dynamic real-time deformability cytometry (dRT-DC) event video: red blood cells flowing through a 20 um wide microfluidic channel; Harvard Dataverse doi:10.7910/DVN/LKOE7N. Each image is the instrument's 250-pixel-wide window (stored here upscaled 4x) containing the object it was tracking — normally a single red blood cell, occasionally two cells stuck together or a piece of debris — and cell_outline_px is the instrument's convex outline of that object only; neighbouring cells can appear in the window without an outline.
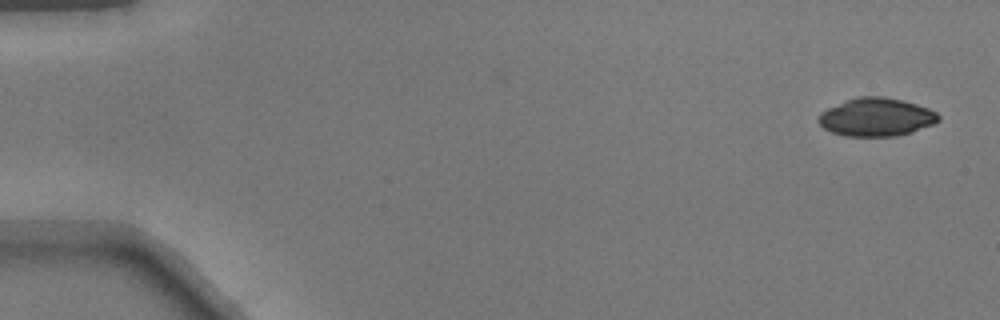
{"species": "common noctule bat (a hibernating species)", "species_latin": "Nyctalus noctula", "temperature_condition": "warm", "stored_images_in_passage": 49, "camera_frame_rate_fps": 3000, "um_per_image_px": 0.085, "animal": {"sex": "male", "body_mass_g": 17.9}, "frame": {"image": 1, "passage_image": 1, "time_ms": 0.0, "image_size_px": [1000, 320], "cell_outline_px": [[940, 120], [932, 124], [912, 132], [896, 136], [844, 136], [832, 132], [824, 128], [816, 120], [820, 112], [828, 108], [848, 100], [860, 96], [884, 96], [904, 100], [928, 108], [936, 112], [940, 116]], "centroid_in_image_um": [74.48, 9.95], "position_along_channel_um": 10.5, "area_um2": 26.7}}
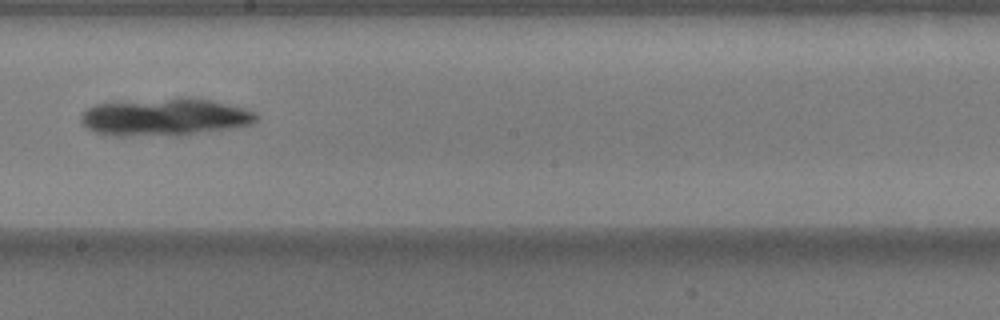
{"frame": {"image": 2, "passage_image": 28, "time_ms": 9.0, "image_size_px": [1000, 320], "cell_outline_px": [[260, 116], [256, 120], [248, 124], [232, 128], [180, 136], [112, 136], [96, 132], [80, 124], [80, 116], [88, 108], [96, 104], [180, 96], [188, 96], [212, 100], [244, 108], [256, 112]], "centroid_in_image_um": [14.02, 9.95], "position_along_channel_um": 234.2, "area_um2": 39.02}}
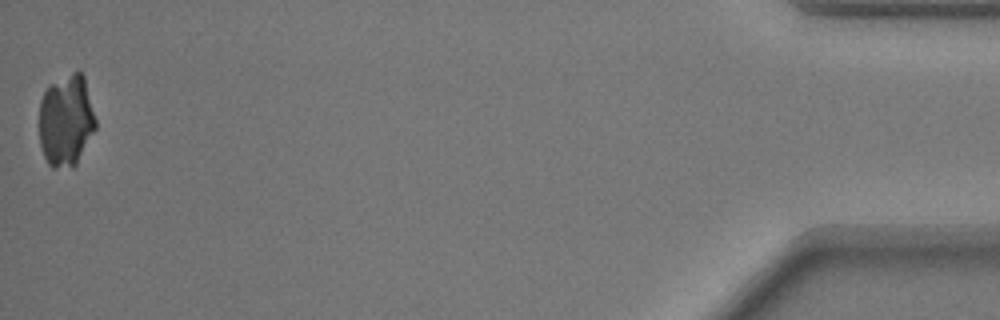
{"frame": {"image": 3, "passage_image": 49, "time_ms": 16.0, "image_size_px": [1000, 320], "cell_outline_px": [[96, 128], [76, 164], [72, 168], [52, 168], [48, 164], [44, 156], [40, 144], [40, 100], [48, 84], [80, 68], [84, 76], [96, 120]], "centroid_in_image_um": [5.62, 10.23], "position_along_channel_um": 429.6, "area_um2": 30.46}}